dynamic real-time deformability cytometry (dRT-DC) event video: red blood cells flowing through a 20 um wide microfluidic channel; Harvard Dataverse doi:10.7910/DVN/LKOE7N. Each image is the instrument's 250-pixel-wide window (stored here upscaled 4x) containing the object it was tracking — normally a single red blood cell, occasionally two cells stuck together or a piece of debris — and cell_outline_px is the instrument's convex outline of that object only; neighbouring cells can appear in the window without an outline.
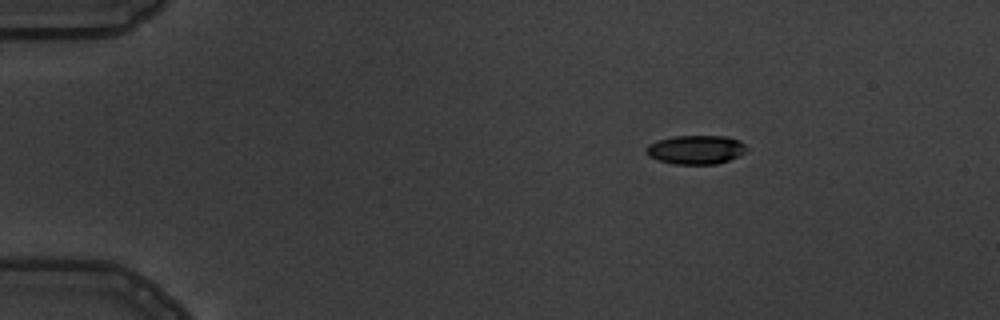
{"species": "common noctule bat (a hibernating species)", "species_latin": "Nyctalus noctula", "temperature_condition": "warm", "stored_images_in_passage": 4, "camera_frame_rate_fps": 3000, "um_per_image_px": 0.085, "animal": {"sex": "male", "body_mass_g": 19.5, "forearm_length_mm": 54.6}, "frame": {"image": 1, "passage_image": 1, "time_ms": 0.0, "image_size_px": [1000, 320], "cell_outline_px": [[748, 148], [740, 156], [716, 164], [676, 164], [660, 160], [648, 156], [644, 152], [644, 148], [648, 144], [672, 136], [728, 136], [740, 140]], "centroid_in_image_um": [59.15, 12.71], "position_along_channel_um": 25.9, "area_um2": 16.99}}
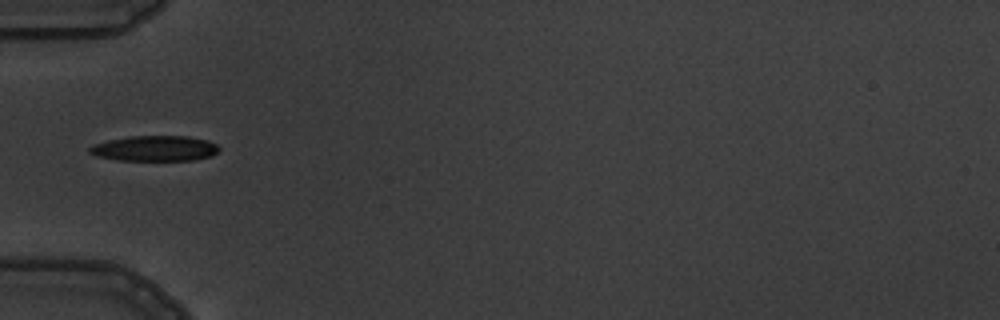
{"frame": {"image": 2, "passage_image": 4, "time_ms": 3.333, "image_size_px": [1000, 320], "cell_outline_px": [[220, 148], [212, 156], [192, 160], [120, 160], [96, 156], [88, 152], [88, 148], [92, 144], [108, 140], [132, 136], [188, 136], [208, 140], [216, 144]], "centroid_in_image_um": [13.15, 12.61], "position_along_channel_um": 71.9, "area_um2": 19.19}}